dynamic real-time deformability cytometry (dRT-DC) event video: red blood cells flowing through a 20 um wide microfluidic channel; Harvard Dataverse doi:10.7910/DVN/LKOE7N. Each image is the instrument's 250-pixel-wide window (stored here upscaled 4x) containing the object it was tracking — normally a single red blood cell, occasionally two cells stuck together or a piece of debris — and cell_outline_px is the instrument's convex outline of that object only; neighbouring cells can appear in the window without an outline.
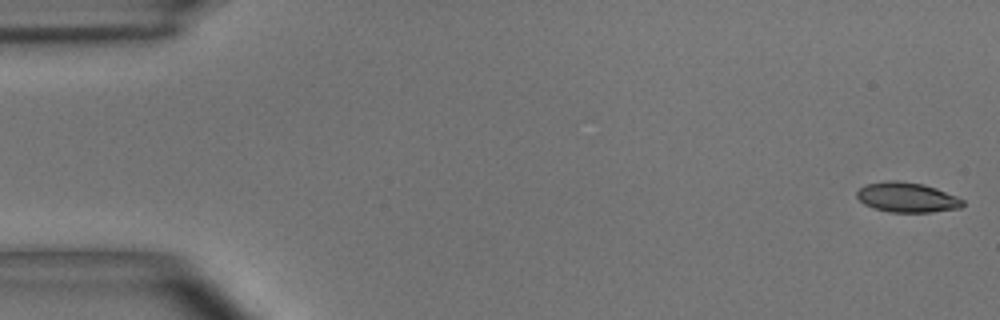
{"species": "common noctule bat (a hibernating species)", "species_latin": "Nyctalus noctula", "temperature_condition": "room temperature", "stored_images_in_passage": 54, "camera_frame_rate_fps": 3000, "um_per_image_px": 0.085, "animal": {"sex": "male", "body_mass_g": 15.6}, "frame": {"image": 1, "passage_image": 1, "time_ms": 0.0, "image_size_px": [1000, 320], "cell_outline_px": [[964, 204], [960, 208], [932, 212], [888, 212], [864, 204], [856, 196], [856, 192], [864, 184], [888, 180], [900, 180], [924, 184], [936, 188], [956, 196], [964, 200]], "centroid_in_image_um": [77.09, 16.76], "position_along_channel_um": 7.9, "area_um2": 18.55}}
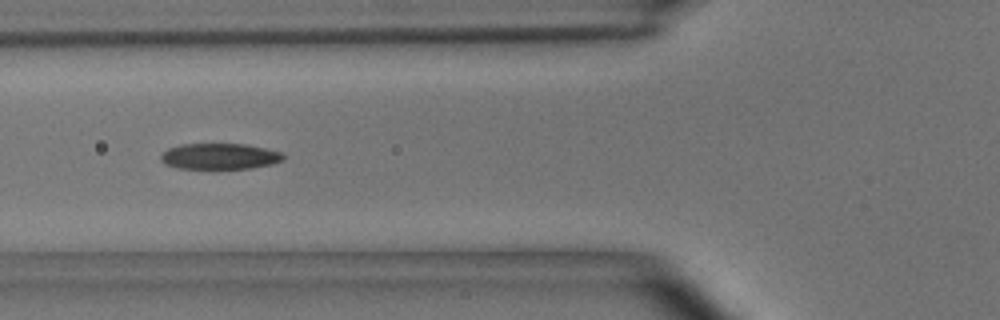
{"frame": {"image": 2, "passage_image": 20, "time_ms": 6.333, "image_size_px": [1000, 320], "cell_outline_px": [[284, 160], [272, 164], [252, 168], [176, 168], [164, 164], [160, 160], [160, 156], [168, 148], [180, 144], [248, 144], [280, 152], [284, 156]], "centroid_in_image_um": [18.65, 13.28], "position_along_channel_um": 107.1, "area_um2": 18.5}}
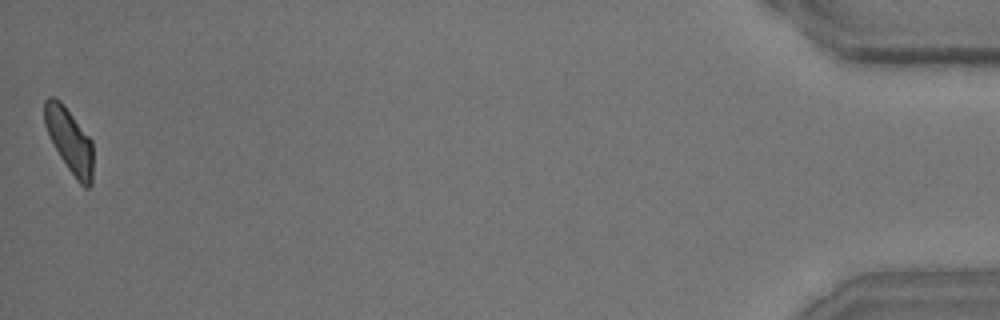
{"frame": {"image": 3, "passage_image": 54, "time_ms": 17.667, "image_size_px": [1000, 320], "cell_outline_px": [[92, 184], [88, 188], [84, 188], [76, 180], [60, 156], [44, 124], [44, 100], [48, 96], [52, 96], [60, 100], [64, 104], [92, 140]], "centroid_in_image_um": [5.91, 11.92], "position_along_channel_um": 429.3, "area_um2": 18.15}, "authors_computed_cell_mechanics": {"area_um2": 18.9584, "velocity_mm_per_s": 3.6628, "shape_relaxation_time_tau1_ms": 6.5698, "shape_relaxation_time_tau2_ms": 2.7721, "deformation_change_tau1": 0.1761, "deformation_change_tau2": 0.0832}}